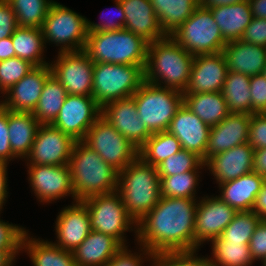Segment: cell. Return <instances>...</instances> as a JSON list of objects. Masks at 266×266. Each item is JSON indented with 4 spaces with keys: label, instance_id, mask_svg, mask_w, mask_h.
Masks as SVG:
<instances>
[{
    "label": "cell",
    "instance_id": "cell-35",
    "mask_svg": "<svg viewBox=\"0 0 266 266\" xmlns=\"http://www.w3.org/2000/svg\"><path fill=\"white\" fill-rule=\"evenodd\" d=\"M221 93L229 113L251 114L250 76L228 71Z\"/></svg>",
    "mask_w": 266,
    "mask_h": 266
},
{
    "label": "cell",
    "instance_id": "cell-50",
    "mask_svg": "<svg viewBox=\"0 0 266 266\" xmlns=\"http://www.w3.org/2000/svg\"><path fill=\"white\" fill-rule=\"evenodd\" d=\"M248 245L254 262L262 263L266 259V219L259 221Z\"/></svg>",
    "mask_w": 266,
    "mask_h": 266
},
{
    "label": "cell",
    "instance_id": "cell-34",
    "mask_svg": "<svg viewBox=\"0 0 266 266\" xmlns=\"http://www.w3.org/2000/svg\"><path fill=\"white\" fill-rule=\"evenodd\" d=\"M66 96L67 92L62 84L50 75L32 114L40 124H52L57 118Z\"/></svg>",
    "mask_w": 266,
    "mask_h": 266
},
{
    "label": "cell",
    "instance_id": "cell-7",
    "mask_svg": "<svg viewBox=\"0 0 266 266\" xmlns=\"http://www.w3.org/2000/svg\"><path fill=\"white\" fill-rule=\"evenodd\" d=\"M138 117L151 133L167 131L177 110L183 104V93L144 81L132 95Z\"/></svg>",
    "mask_w": 266,
    "mask_h": 266
},
{
    "label": "cell",
    "instance_id": "cell-51",
    "mask_svg": "<svg viewBox=\"0 0 266 266\" xmlns=\"http://www.w3.org/2000/svg\"><path fill=\"white\" fill-rule=\"evenodd\" d=\"M243 42L266 47V19L253 17L241 38Z\"/></svg>",
    "mask_w": 266,
    "mask_h": 266
},
{
    "label": "cell",
    "instance_id": "cell-20",
    "mask_svg": "<svg viewBox=\"0 0 266 266\" xmlns=\"http://www.w3.org/2000/svg\"><path fill=\"white\" fill-rule=\"evenodd\" d=\"M251 114L229 113L219 124L210 127L205 162L212 156L248 143Z\"/></svg>",
    "mask_w": 266,
    "mask_h": 266
},
{
    "label": "cell",
    "instance_id": "cell-59",
    "mask_svg": "<svg viewBox=\"0 0 266 266\" xmlns=\"http://www.w3.org/2000/svg\"><path fill=\"white\" fill-rule=\"evenodd\" d=\"M244 0H198V4L202 7H215L219 5H229L234 3H239Z\"/></svg>",
    "mask_w": 266,
    "mask_h": 266
},
{
    "label": "cell",
    "instance_id": "cell-23",
    "mask_svg": "<svg viewBox=\"0 0 266 266\" xmlns=\"http://www.w3.org/2000/svg\"><path fill=\"white\" fill-rule=\"evenodd\" d=\"M253 155L254 149L244 143L210 157L205 162V169L219 185L253 172Z\"/></svg>",
    "mask_w": 266,
    "mask_h": 266
},
{
    "label": "cell",
    "instance_id": "cell-54",
    "mask_svg": "<svg viewBox=\"0 0 266 266\" xmlns=\"http://www.w3.org/2000/svg\"><path fill=\"white\" fill-rule=\"evenodd\" d=\"M253 171L266 178V148L254 150Z\"/></svg>",
    "mask_w": 266,
    "mask_h": 266
},
{
    "label": "cell",
    "instance_id": "cell-36",
    "mask_svg": "<svg viewBox=\"0 0 266 266\" xmlns=\"http://www.w3.org/2000/svg\"><path fill=\"white\" fill-rule=\"evenodd\" d=\"M210 243L212 244V256L209 255L211 266H251L254 263L249 243L227 242L222 236Z\"/></svg>",
    "mask_w": 266,
    "mask_h": 266
},
{
    "label": "cell",
    "instance_id": "cell-31",
    "mask_svg": "<svg viewBox=\"0 0 266 266\" xmlns=\"http://www.w3.org/2000/svg\"><path fill=\"white\" fill-rule=\"evenodd\" d=\"M183 103L209 127L219 124L229 114L221 92L183 93Z\"/></svg>",
    "mask_w": 266,
    "mask_h": 266
},
{
    "label": "cell",
    "instance_id": "cell-15",
    "mask_svg": "<svg viewBox=\"0 0 266 266\" xmlns=\"http://www.w3.org/2000/svg\"><path fill=\"white\" fill-rule=\"evenodd\" d=\"M75 140L52 124H40L27 165H68Z\"/></svg>",
    "mask_w": 266,
    "mask_h": 266
},
{
    "label": "cell",
    "instance_id": "cell-41",
    "mask_svg": "<svg viewBox=\"0 0 266 266\" xmlns=\"http://www.w3.org/2000/svg\"><path fill=\"white\" fill-rule=\"evenodd\" d=\"M260 220L253 211L237 212L221 236L227 242L249 243Z\"/></svg>",
    "mask_w": 266,
    "mask_h": 266
},
{
    "label": "cell",
    "instance_id": "cell-26",
    "mask_svg": "<svg viewBox=\"0 0 266 266\" xmlns=\"http://www.w3.org/2000/svg\"><path fill=\"white\" fill-rule=\"evenodd\" d=\"M266 178L256 172L219 184L218 197L237 212L252 211L256 196L261 191Z\"/></svg>",
    "mask_w": 266,
    "mask_h": 266
},
{
    "label": "cell",
    "instance_id": "cell-43",
    "mask_svg": "<svg viewBox=\"0 0 266 266\" xmlns=\"http://www.w3.org/2000/svg\"><path fill=\"white\" fill-rule=\"evenodd\" d=\"M35 66L19 57L0 61V94H4L14 84L19 82Z\"/></svg>",
    "mask_w": 266,
    "mask_h": 266
},
{
    "label": "cell",
    "instance_id": "cell-40",
    "mask_svg": "<svg viewBox=\"0 0 266 266\" xmlns=\"http://www.w3.org/2000/svg\"><path fill=\"white\" fill-rule=\"evenodd\" d=\"M205 163L196 153L180 150L178 153L168 157L157 166L159 177L179 175L188 171H200Z\"/></svg>",
    "mask_w": 266,
    "mask_h": 266
},
{
    "label": "cell",
    "instance_id": "cell-47",
    "mask_svg": "<svg viewBox=\"0 0 266 266\" xmlns=\"http://www.w3.org/2000/svg\"><path fill=\"white\" fill-rule=\"evenodd\" d=\"M248 144L254 150L266 148V113L251 115Z\"/></svg>",
    "mask_w": 266,
    "mask_h": 266
},
{
    "label": "cell",
    "instance_id": "cell-32",
    "mask_svg": "<svg viewBox=\"0 0 266 266\" xmlns=\"http://www.w3.org/2000/svg\"><path fill=\"white\" fill-rule=\"evenodd\" d=\"M166 36L176 31L199 6L198 0H150Z\"/></svg>",
    "mask_w": 266,
    "mask_h": 266
},
{
    "label": "cell",
    "instance_id": "cell-33",
    "mask_svg": "<svg viewBox=\"0 0 266 266\" xmlns=\"http://www.w3.org/2000/svg\"><path fill=\"white\" fill-rule=\"evenodd\" d=\"M15 57L29 61L34 66L49 64L44 57L47 44L41 28L18 27L11 35Z\"/></svg>",
    "mask_w": 266,
    "mask_h": 266
},
{
    "label": "cell",
    "instance_id": "cell-3",
    "mask_svg": "<svg viewBox=\"0 0 266 266\" xmlns=\"http://www.w3.org/2000/svg\"><path fill=\"white\" fill-rule=\"evenodd\" d=\"M77 201L117 191L119 172L83 141H76L68 163Z\"/></svg>",
    "mask_w": 266,
    "mask_h": 266
},
{
    "label": "cell",
    "instance_id": "cell-10",
    "mask_svg": "<svg viewBox=\"0 0 266 266\" xmlns=\"http://www.w3.org/2000/svg\"><path fill=\"white\" fill-rule=\"evenodd\" d=\"M170 37L193 56L222 52L227 43L211 10L200 5Z\"/></svg>",
    "mask_w": 266,
    "mask_h": 266
},
{
    "label": "cell",
    "instance_id": "cell-27",
    "mask_svg": "<svg viewBox=\"0 0 266 266\" xmlns=\"http://www.w3.org/2000/svg\"><path fill=\"white\" fill-rule=\"evenodd\" d=\"M122 247L112 236L91 230L73 251L76 266H106Z\"/></svg>",
    "mask_w": 266,
    "mask_h": 266
},
{
    "label": "cell",
    "instance_id": "cell-28",
    "mask_svg": "<svg viewBox=\"0 0 266 266\" xmlns=\"http://www.w3.org/2000/svg\"><path fill=\"white\" fill-rule=\"evenodd\" d=\"M30 236L26 230L21 241V253H27L33 266H76L72 251L60 248L53 241Z\"/></svg>",
    "mask_w": 266,
    "mask_h": 266
},
{
    "label": "cell",
    "instance_id": "cell-14",
    "mask_svg": "<svg viewBox=\"0 0 266 266\" xmlns=\"http://www.w3.org/2000/svg\"><path fill=\"white\" fill-rule=\"evenodd\" d=\"M236 213L234 208L217 195L199 197L194 225V249H200L205 242H211L221 236Z\"/></svg>",
    "mask_w": 266,
    "mask_h": 266
},
{
    "label": "cell",
    "instance_id": "cell-55",
    "mask_svg": "<svg viewBox=\"0 0 266 266\" xmlns=\"http://www.w3.org/2000/svg\"><path fill=\"white\" fill-rule=\"evenodd\" d=\"M252 211L261 219H266V181L263 183L261 191L256 196Z\"/></svg>",
    "mask_w": 266,
    "mask_h": 266
},
{
    "label": "cell",
    "instance_id": "cell-25",
    "mask_svg": "<svg viewBox=\"0 0 266 266\" xmlns=\"http://www.w3.org/2000/svg\"><path fill=\"white\" fill-rule=\"evenodd\" d=\"M228 71L248 76L260 75L266 65V47L236 40L222 49Z\"/></svg>",
    "mask_w": 266,
    "mask_h": 266
},
{
    "label": "cell",
    "instance_id": "cell-24",
    "mask_svg": "<svg viewBox=\"0 0 266 266\" xmlns=\"http://www.w3.org/2000/svg\"><path fill=\"white\" fill-rule=\"evenodd\" d=\"M120 2L126 17L124 29L142 37L148 43L166 37L150 0H120Z\"/></svg>",
    "mask_w": 266,
    "mask_h": 266
},
{
    "label": "cell",
    "instance_id": "cell-30",
    "mask_svg": "<svg viewBox=\"0 0 266 266\" xmlns=\"http://www.w3.org/2000/svg\"><path fill=\"white\" fill-rule=\"evenodd\" d=\"M39 126L32 112L8 110L9 143L19 160L29 154Z\"/></svg>",
    "mask_w": 266,
    "mask_h": 266
},
{
    "label": "cell",
    "instance_id": "cell-12",
    "mask_svg": "<svg viewBox=\"0 0 266 266\" xmlns=\"http://www.w3.org/2000/svg\"><path fill=\"white\" fill-rule=\"evenodd\" d=\"M49 62L51 75L65 88L67 94L92 96L94 62L84 50L58 52Z\"/></svg>",
    "mask_w": 266,
    "mask_h": 266
},
{
    "label": "cell",
    "instance_id": "cell-38",
    "mask_svg": "<svg viewBox=\"0 0 266 266\" xmlns=\"http://www.w3.org/2000/svg\"><path fill=\"white\" fill-rule=\"evenodd\" d=\"M11 5L18 27L42 28L54 0H7Z\"/></svg>",
    "mask_w": 266,
    "mask_h": 266
},
{
    "label": "cell",
    "instance_id": "cell-11",
    "mask_svg": "<svg viewBox=\"0 0 266 266\" xmlns=\"http://www.w3.org/2000/svg\"><path fill=\"white\" fill-rule=\"evenodd\" d=\"M118 172L138 157V148L100 116L82 140Z\"/></svg>",
    "mask_w": 266,
    "mask_h": 266
},
{
    "label": "cell",
    "instance_id": "cell-16",
    "mask_svg": "<svg viewBox=\"0 0 266 266\" xmlns=\"http://www.w3.org/2000/svg\"><path fill=\"white\" fill-rule=\"evenodd\" d=\"M100 116L101 107L92 96L67 94L52 125L75 141H82Z\"/></svg>",
    "mask_w": 266,
    "mask_h": 266
},
{
    "label": "cell",
    "instance_id": "cell-13",
    "mask_svg": "<svg viewBox=\"0 0 266 266\" xmlns=\"http://www.w3.org/2000/svg\"><path fill=\"white\" fill-rule=\"evenodd\" d=\"M32 193L43 205L63 199L66 196L77 201L72 187L68 165H26Z\"/></svg>",
    "mask_w": 266,
    "mask_h": 266
},
{
    "label": "cell",
    "instance_id": "cell-57",
    "mask_svg": "<svg viewBox=\"0 0 266 266\" xmlns=\"http://www.w3.org/2000/svg\"><path fill=\"white\" fill-rule=\"evenodd\" d=\"M253 17L266 19V0H247Z\"/></svg>",
    "mask_w": 266,
    "mask_h": 266
},
{
    "label": "cell",
    "instance_id": "cell-45",
    "mask_svg": "<svg viewBox=\"0 0 266 266\" xmlns=\"http://www.w3.org/2000/svg\"><path fill=\"white\" fill-rule=\"evenodd\" d=\"M25 231L26 227L0 219V250H21Z\"/></svg>",
    "mask_w": 266,
    "mask_h": 266
},
{
    "label": "cell",
    "instance_id": "cell-61",
    "mask_svg": "<svg viewBox=\"0 0 266 266\" xmlns=\"http://www.w3.org/2000/svg\"><path fill=\"white\" fill-rule=\"evenodd\" d=\"M263 265L261 266H266V259L262 262Z\"/></svg>",
    "mask_w": 266,
    "mask_h": 266
},
{
    "label": "cell",
    "instance_id": "cell-9",
    "mask_svg": "<svg viewBox=\"0 0 266 266\" xmlns=\"http://www.w3.org/2000/svg\"><path fill=\"white\" fill-rule=\"evenodd\" d=\"M87 23L85 16L54 1L41 28L44 42L60 46L58 52L84 50L88 37Z\"/></svg>",
    "mask_w": 266,
    "mask_h": 266
},
{
    "label": "cell",
    "instance_id": "cell-52",
    "mask_svg": "<svg viewBox=\"0 0 266 266\" xmlns=\"http://www.w3.org/2000/svg\"><path fill=\"white\" fill-rule=\"evenodd\" d=\"M18 28L16 15L7 0H0V40L11 37Z\"/></svg>",
    "mask_w": 266,
    "mask_h": 266
},
{
    "label": "cell",
    "instance_id": "cell-49",
    "mask_svg": "<svg viewBox=\"0 0 266 266\" xmlns=\"http://www.w3.org/2000/svg\"><path fill=\"white\" fill-rule=\"evenodd\" d=\"M9 140L8 109L0 105V161L8 164L18 159L12 152Z\"/></svg>",
    "mask_w": 266,
    "mask_h": 266
},
{
    "label": "cell",
    "instance_id": "cell-44",
    "mask_svg": "<svg viewBox=\"0 0 266 266\" xmlns=\"http://www.w3.org/2000/svg\"><path fill=\"white\" fill-rule=\"evenodd\" d=\"M128 246H123L107 263L106 266H143L145 261H149L153 266L154 255L142 245H139V252H134L128 249Z\"/></svg>",
    "mask_w": 266,
    "mask_h": 266
},
{
    "label": "cell",
    "instance_id": "cell-4",
    "mask_svg": "<svg viewBox=\"0 0 266 266\" xmlns=\"http://www.w3.org/2000/svg\"><path fill=\"white\" fill-rule=\"evenodd\" d=\"M117 192L128 214L138 223L162 197L157 167L137 157L119 172Z\"/></svg>",
    "mask_w": 266,
    "mask_h": 266
},
{
    "label": "cell",
    "instance_id": "cell-5",
    "mask_svg": "<svg viewBox=\"0 0 266 266\" xmlns=\"http://www.w3.org/2000/svg\"><path fill=\"white\" fill-rule=\"evenodd\" d=\"M148 42L126 29L89 32L84 51L94 63L142 66L147 61Z\"/></svg>",
    "mask_w": 266,
    "mask_h": 266
},
{
    "label": "cell",
    "instance_id": "cell-60",
    "mask_svg": "<svg viewBox=\"0 0 266 266\" xmlns=\"http://www.w3.org/2000/svg\"><path fill=\"white\" fill-rule=\"evenodd\" d=\"M261 74L266 78V65H265V67H264V69H263Z\"/></svg>",
    "mask_w": 266,
    "mask_h": 266
},
{
    "label": "cell",
    "instance_id": "cell-22",
    "mask_svg": "<svg viewBox=\"0 0 266 266\" xmlns=\"http://www.w3.org/2000/svg\"><path fill=\"white\" fill-rule=\"evenodd\" d=\"M167 131L180 141L182 149L196 153L205 163L210 127L184 103L177 110Z\"/></svg>",
    "mask_w": 266,
    "mask_h": 266
},
{
    "label": "cell",
    "instance_id": "cell-58",
    "mask_svg": "<svg viewBox=\"0 0 266 266\" xmlns=\"http://www.w3.org/2000/svg\"><path fill=\"white\" fill-rule=\"evenodd\" d=\"M20 252L21 250H0V266H14Z\"/></svg>",
    "mask_w": 266,
    "mask_h": 266
},
{
    "label": "cell",
    "instance_id": "cell-8",
    "mask_svg": "<svg viewBox=\"0 0 266 266\" xmlns=\"http://www.w3.org/2000/svg\"><path fill=\"white\" fill-rule=\"evenodd\" d=\"M82 202L89 211L91 230L112 236L122 246L128 244L125 233L134 231L136 241L137 223L128 214L117 191L90 196Z\"/></svg>",
    "mask_w": 266,
    "mask_h": 266
},
{
    "label": "cell",
    "instance_id": "cell-56",
    "mask_svg": "<svg viewBox=\"0 0 266 266\" xmlns=\"http://www.w3.org/2000/svg\"><path fill=\"white\" fill-rule=\"evenodd\" d=\"M15 57V49L11 37L0 40V61Z\"/></svg>",
    "mask_w": 266,
    "mask_h": 266
},
{
    "label": "cell",
    "instance_id": "cell-37",
    "mask_svg": "<svg viewBox=\"0 0 266 266\" xmlns=\"http://www.w3.org/2000/svg\"><path fill=\"white\" fill-rule=\"evenodd\" d=\"M182 150L180 141L168 131L152 133L139 148L138 157L145 163L157 167L168 157Z\"/></svg>",
    "mask_w": 266,
    "mask_h": 266
},
{
    "label": "cell",
    "instance_id": "cell-17",
    "mask_svg": "<svg viewBox=\"0 0 266 266\" xmlns=\"http://www.w3.org/2000/svg\"><path fill=\"white\" fill-rule=\"evenodd\" d=\"M101 116L138 149L152 135L138 117L136 103L132 97L107 103L101 108Z\"/></svg>",
    "mask_w": 266,
    "mask_h": 266
},
{
    "label": "cell",
    "instance_id": "cell-19",
    "mask_svg": "<svg viewBox=\"0 0 266 266\" xmlns=\"http://www.w3.org/2000/svg\"><path fill=\"white\" fill-rule=\"evenodd\" d=\"M51 75L49 64L35 66L19 82L14 84L0 100V105L11 111L33 112L36 108L44 84Z\"/></svg>",
    "mask_w": 266,
    "mask_h": 266
},
{
    "label": "cell",
    "instance_id": "cell-46",
    "mask_svg": "<svg viewBox=\"0 0 266 266\" xmlns=\"http://www.w3.org/2000/svg\"><path fill=\"white\" fill-rule=\"evenodd\" d=\"M251 115L266 113V78L260 74L250 76Z\"/></svg>",
    "mask_w": 266,
    "mask_h": 266
},
{
    "label": "cell",
    "instance_id": "cell-53",
    "mask_svg": "<svg viewBox=\"0 0 266 266\" xmlns=\"http://www.w3.org/2000/svg\"><path fill=\"white\" fill-rule=\"evenodd\" d=\"M8 163L0 161V212L3 209V205L5 206L8 199V175H7V167ZM7 176V177H6Z\"/></svg>",
    "mask_w": 266,
    "mask_h": 266
},
{
    "label": "cell",
    "instance_id": "cell-1",
    "mask_svg": "<svg viewBox=\"0 0 266 266\" xmlns=\"http://www.w3.org/2000/svg\"><path fill=\"white\" fill-rule=\"evenodd\" d=\"M198 199L161 197L137 223L136 243L153 255L194 250V225Z\"/></svg>",
    "mask_w": 266,
    "mask_h": 266
},
{
    "label": "cell",
    "instance_id": "cell-39",
    "mask_svg": "<svg viewBox=\"0 0 266 266\" xmlns=\"http://www.w3.org/2000/svg\"><path fill=\"white\" fill-rule=\"evenodd\" d=\"M201 171H188L179 175L159 177L161 183V196L173 198L198 199L197 186L199 185Z\"/></svg>",
    "mask_w": 266,
    "mask_h": 266
},
{
    "label": "cell",
    "instance_id": "cell-29",
    "mask_svg": "<svg viewBox=\"0 0 266 266\" xmlns=\"http://www.w3.org/2000/svg\"><path fill=\"white\" fill-rule=\"evenodd\" d=\"M209 9L226 42L241 40L246 27L253 19L247 0L229 5L209 7Z\"/></svg>",
    "mask_w": 266,
    "mask_h": 266
},
{
    "label": "cell",
    "instance_id": "cell-18",
    "mask_svg": "<svg viewBox=\"0 0 266 266\" xmlns=\"http://www.w3.org/2000/svg\"><path fill=\"white\" fill-rule=\"evenodd\" d=\"M56 241L60 248L74 251L91 232L89 211L82 201L61 208L55 222Z\"/></svg>",
    "mask_w": 266,
    "mask_h": 266
},
{
    "label": "cell",
    "instance_id": "cell-6",
    "mask_svg": "<svg viewBox=\"0 0 266 266\" xmlns=\"http://www.w3.org/2000/svg\"><path fill=\"white\" fill-rule=\"evenodd\" d=\"M144 81L142 66L94 63L92 97L102 108L109 102L132 97Z\"/></svg>",
    "mask_w": 266,
    "mask_h": 266
},
{
    "label": "cell",
    "instance_id": "cell-2",
    "mask_svg": "<svg viewBox=\"0 0 266 266\" xmlns=\"http://www.w3.org/2000/svg\"><path fill=\"white\" fill-rule=\"evenodd\" d=\"M195 56L170 36L148 44L144 80L184 93Z\"/></svg>",
    "mask_w": 266,
    "mask_h": 266
},
{
    "label": "cell",
    "instance_id": "cell-42",
    "mask_svg": "<svg viewBox=\"0 0 266 266\" xmlns=\"http://www.w3.org/2000/svg\"><path fill=\"white\" fill-rule=\"evenodd\" d=\"M198 250L167 251L155 254L153 266H211L208 255L197 256Z\"/></svg>",
    "mask_w": 266,
    "mask_h": 266
},
{
    "label": "cell",
    "instance_id": "cell-48",
    "mask_svg": "<svg viewBox=\"0 0 266 266\" xmlns=\"http://www.w3.org/2000/svg\"><path fill=\"white\" fill-rule=\"evenodd\" d=\"M114 2H115L114 7L117 10V16H116V14L113 16H115V18H117V19H115V21H114V18H113V20H111V18L108 17L107 20H103V21H101V23L100 22L94 23L88 19V23H87L88 24V33L89 32L117 31V30L124 29L126 17H125V13L123 10V6H122L120 0H114Z\"/></svg>",
    "mask_w": 266,
    "mask_h": 266
},
{
    "label": "cell",
    "instance_id": "cell-21",
    "mask_svg": "<svg viewBox=\"0 0 266 266\" xmlns=\"http://www.w3.org/2000/svg\"><path fill=\"white\" fill-rule=\"evenodd\" d=\"M227 72L222 52L195 56L184 93L221 92Z\"/></svg>",
    "mask_w": 266,
    "mask_h": 266
}]
</instances>
